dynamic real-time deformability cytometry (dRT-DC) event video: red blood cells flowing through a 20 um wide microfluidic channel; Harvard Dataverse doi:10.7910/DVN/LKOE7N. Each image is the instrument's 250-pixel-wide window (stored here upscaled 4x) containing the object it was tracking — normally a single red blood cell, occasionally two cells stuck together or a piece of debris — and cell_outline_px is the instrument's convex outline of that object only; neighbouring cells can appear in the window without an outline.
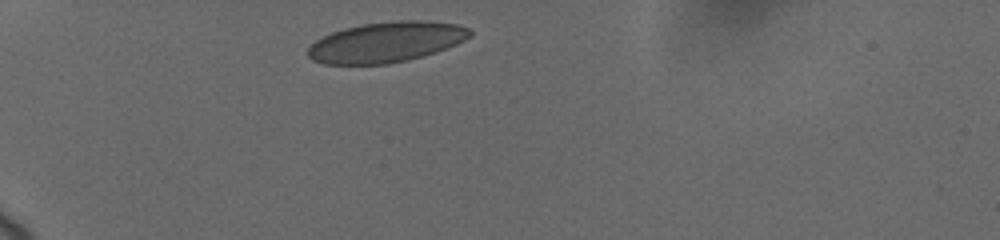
{"species": "human", "species_latin": "Homo sapiens", "temperature_condition": "cold", "stored_images_in_passage": 8, "camera_frame_rate_fps": 3000, "um_per_image_px": 0.085, "donor": {"sex": "female"}, "frame": {"image": 1, "passage_image": 1, "time_ms": 0.0, "image_size_px": [1000, 240], "cell_outline_px": [[472, 32], [464, 40], [456, 44], [436, 52], [408, 60], [388, 64], [324, 64], [312, 60], [308, 56], [308, 48], [316, 40], [332, 32], [344, 28], [364, 24], [400, 20], [428, 20], [456, 24], [468, 28]], "centroid_in_image_um": [32.82, 3.58], "position_along_channel_um": 52.2, "area_um2": 37.97}}
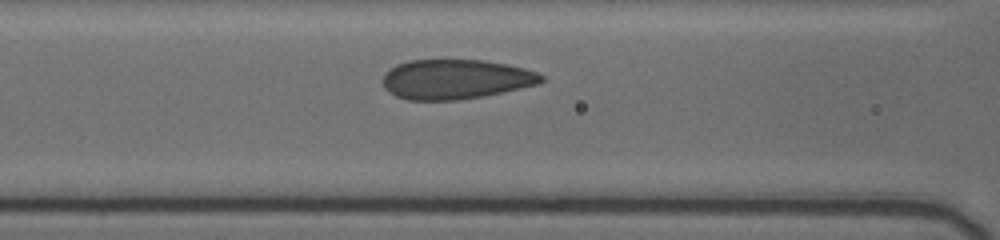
{"frame": {"image": 2, "passage_image": 6, "time_ms": 3.0, "image_size_px": [1000, 240], "cell_outline_px": [[544, 80], [536, 84], [484, 96], [456, 100], [408, 100], [396, 96], [388, 92], [384, 88], [384, 72], [388, 68], [396, 64], [408, 60], [484, 60], [508, 64], [524, 68], [536, 72], [544, 76]], "centroid_in_image_um": [38.68, 6.73], "position_along_channel_um": 127.9, "area_um2": 36.7}}
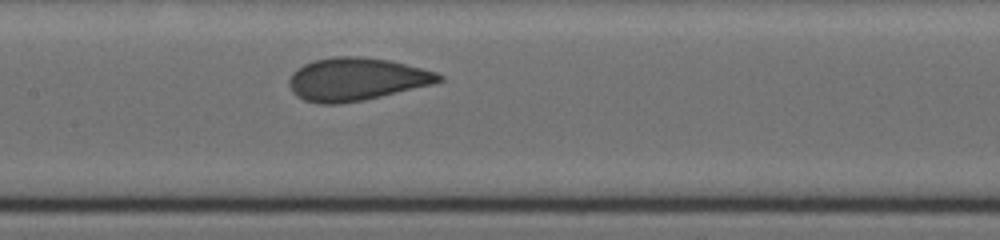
{"frame": {"image": 3, "passage_image": 8, "time_ms": 4.333, "image_size_px": [1000, 240], "cell_outline_px": [[444, 80], [432, 84], [364, 100], [340, 104], [316, 104], [304, 100], [296, 96], [292, 92], [288, 84], [288, 80], [292, 72], [296, 68], [304, 64], [316, 60], [332, 56], [356, 56], [388, 60], [436, 72], [444, 76]], "centroid_in_image_um": [30.23, 6.74], "position_along_channel_um": 177.2, "area_um2": 37.4}}